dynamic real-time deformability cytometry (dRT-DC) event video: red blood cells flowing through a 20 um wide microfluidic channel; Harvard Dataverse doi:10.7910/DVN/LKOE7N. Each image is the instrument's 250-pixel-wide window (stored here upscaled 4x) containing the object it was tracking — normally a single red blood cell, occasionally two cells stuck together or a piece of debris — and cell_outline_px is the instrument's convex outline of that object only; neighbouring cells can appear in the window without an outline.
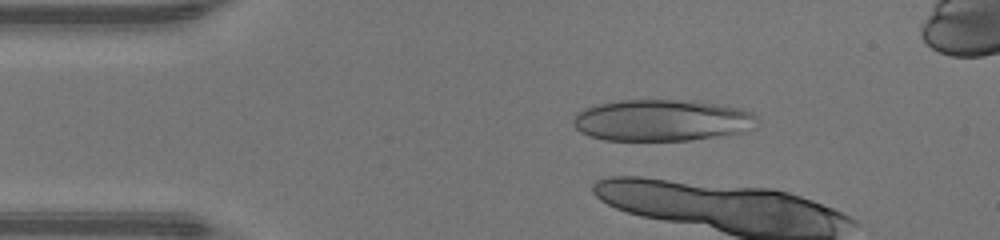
{"species": "human", "species_latin": "Homo sapiens", "temperature_condition": "warm", "stored_images_in_passage": 10, "camera_frame_rate_fps": 3000, "um_per_image_px": 0.085, "donor": {"sex": "male"}, "frame": {"image": 1, "passage_image": 7, "time_ms": 2.0, "image_size_px": [1000, 240], "cell_outline_px": [[756, 128], [748, 132], [688, 140], [604, 140], [588, 136], [580, 132], [572, 124], [572, 120], [576, 112], [600, 104], [620, 100], [700, 100], [740, 108], [752, 112], [756, 116]], "centroid_in_image_um": [56.31, 10.22], "position_along_channel_um": 28.7, "area_um2": 45.03}}